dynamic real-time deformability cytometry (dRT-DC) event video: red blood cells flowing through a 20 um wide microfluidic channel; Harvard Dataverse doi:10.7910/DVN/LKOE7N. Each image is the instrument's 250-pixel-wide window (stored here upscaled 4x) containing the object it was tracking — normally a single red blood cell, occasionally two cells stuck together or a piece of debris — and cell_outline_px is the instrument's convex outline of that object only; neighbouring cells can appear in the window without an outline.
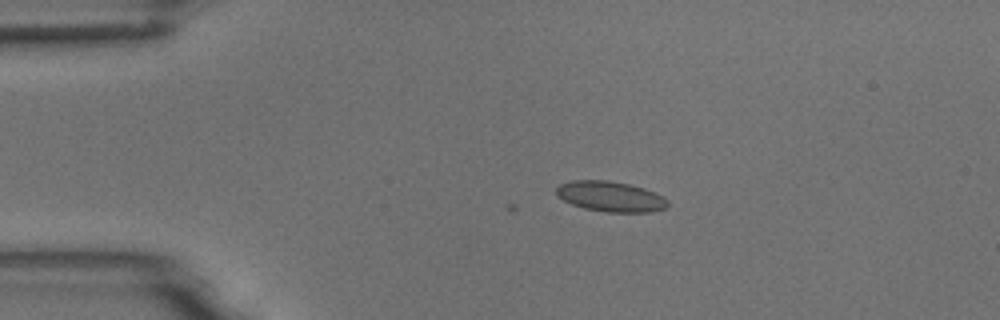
{"species": "common noctule bat (a hibernating species)", "species_latin": "Nyctalus noctula", "temperature_condition": "room temperature", "stored_images_in_passage": 6, "camera_frame_rate_fps": 3000, "um_per_image_px": 0.085, "animal": {"sex": "male", "body_mass_g": 18.8}, "frame": {"image": 1, "passage_image": 1, "time_ms": 0.0, "image_size_px": [1000, 320], "cell_outline_px": [[668, 204], [664, 208], [652, 212], [604, 212], [584, 208], [572, 204], [556, 196], [556, 188], [560, 184], [572, 180], [608, 180], [628, 184], [644, 188], [664, 196], [668, 200]], "centroid_in_image_um": [51.89, 16.7], "position_along_channel_um": 33.1, "area_um2": 19.77}}